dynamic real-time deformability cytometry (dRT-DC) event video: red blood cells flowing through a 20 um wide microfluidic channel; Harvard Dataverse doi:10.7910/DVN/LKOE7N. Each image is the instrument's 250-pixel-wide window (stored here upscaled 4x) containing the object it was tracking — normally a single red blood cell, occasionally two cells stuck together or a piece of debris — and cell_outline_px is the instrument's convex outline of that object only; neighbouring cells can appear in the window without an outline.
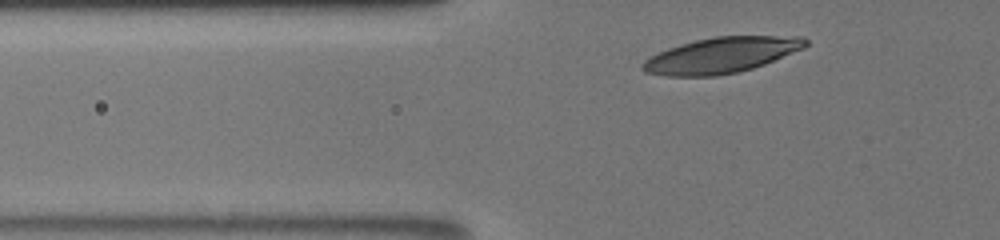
{"species": "human", "species_latin": "Homo sapiens", "temperature_condition": "room temperature", "stored_images_in_passage": 31, "camera_frame_rate_fps": 3000, "um_per_image_px": 0.085, "donor": {"sex": "male"}, "frame": {"image": 1, "passage_image": 3, "time_ms": 1.0, "image_size_px": [1000, 240], "cell_outline_px": [[808, 44], [804, 48], [764, 64], [752, 68], [736, 72], [716, 76], [664, 76], [644, 72], [640, 68], [640, 64], [644, 60], [668, 48], [680, 44], [712, 36], [804, 36], [808, 40]], "centroid_in_image_um": [61.3, 4.69], "position_along_channel_um": 64.5, "area_um2": 33.87}}
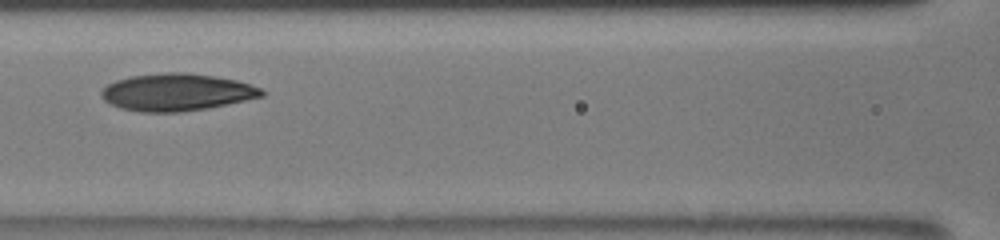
{"frame": {"image": 2, "passage_image": 9, "time_ms": 3.667, "image_size_px": [1000, 240], "cell_outline_px": [[264, 96], [228, 104], [208, 108], [180, 112], [140, 112], [120, 108], [108, 104], [100, 96], [100, 92], [108, 84], [116, 80], [132, 76], [164, 72], [184, 72], [216, 76], [236, 80], [260, 88], [264, 92]], "centroid_in_image_um": [14.99, 7.84], "position_along_channel_um": 151.6, "area_um2": 34.91}}
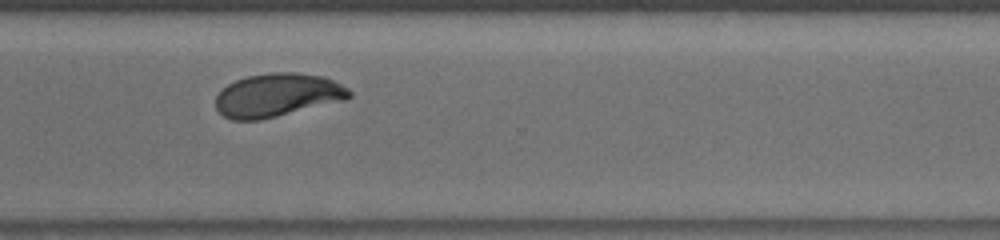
{"frame": {"image": 3, "passage_image": 30, "time_ms": 8.667, "image_size_px": [1000, 240], "cell_outline_px": [[352, 96], [348, 100], [260, 120], [232, 120], [224, 116], [216, 108], [216, 96], [228, 84], [236, 80], [248, 76], [272, 72], [296, 72], [320, 76], [332, 80], [348, 88], [352, 92]], "centroid_in_image_um": [23.61, 8.09], "position_along_channel_um": 347.0, "area_um2": 33.81}}